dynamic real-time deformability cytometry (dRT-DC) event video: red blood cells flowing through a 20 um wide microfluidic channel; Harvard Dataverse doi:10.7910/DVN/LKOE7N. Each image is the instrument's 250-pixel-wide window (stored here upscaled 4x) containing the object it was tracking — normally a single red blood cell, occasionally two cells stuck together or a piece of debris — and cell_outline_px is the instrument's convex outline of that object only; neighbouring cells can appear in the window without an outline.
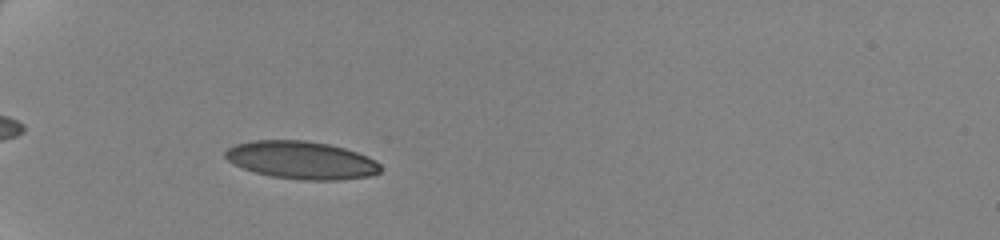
{"species": "human", "species_latin": "Homo sapiens", "temperature_condition": "cold", "stored_images_in_passage": 18, "camera_frame_rate_fps": 3000, "um_per_image_px": 0.085, "donor": {"sex": "female"}, "frame": {"image": 1, "passage_image": 11, "time_ms": 4.333, "image_size_px": [1000, 240], "cell_outline_px": [[380, 172], [368, 176], [340, 180], [300, 180], [272, 176], [256, 172], [232, 164], [224, 156], [224, 152], [228, 148], [236, 144], [252, 140], [304, 140], [328, 144], [344, 148], [368, 156], [376, 160], [380, 164]], "centroid_in_image_um": [25.61, 13.61], "position_along_channel_um": 59.4, "area_um2": 34.16}}
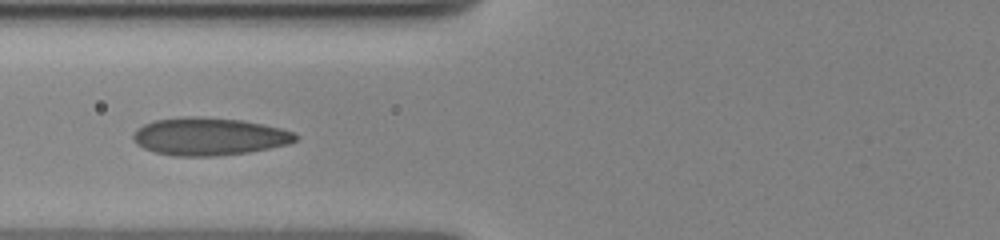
{"frame": {"image": 2, "passage_image": 16, "time_ms": 6.333, "image_size_px": [1000, 240], "cell_outline_px": [[300, 140], [288, 144], [248, 152], [216, 156], [172, 156], [156, 152], [144, 148], [136, 144], [132, 140], [132, 136], [136, 128], [144, 124], [156, 120], [184, 116], [200, 116], [240, 120], [264, 124], [280, 128], [292, 132], [300, 136]], "centroid_in_image_um": [17.77, 11.6], "position_along_channel_um": 108.0, "area_um2": 35.84}}